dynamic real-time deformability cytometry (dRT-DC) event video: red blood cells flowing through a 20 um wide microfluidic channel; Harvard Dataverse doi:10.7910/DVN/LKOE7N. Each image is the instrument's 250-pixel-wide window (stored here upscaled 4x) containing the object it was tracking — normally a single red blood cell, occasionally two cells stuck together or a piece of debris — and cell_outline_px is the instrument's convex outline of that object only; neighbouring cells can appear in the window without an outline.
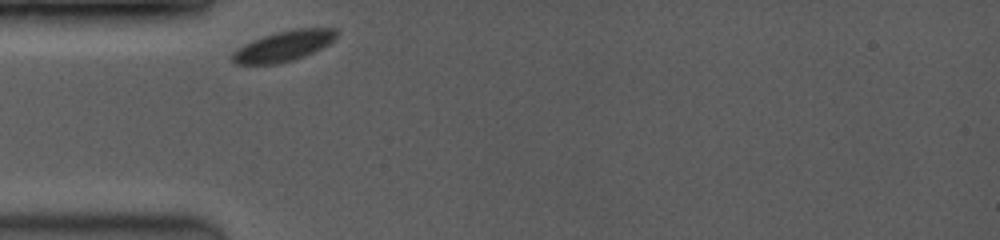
{"species": "common noctule bat (a hibernating species)", "species_latin": "Nyctalus noctula", "temperature_condition": "room temperature", "stored_images_in_passage": 32, "camera_frame_rate_fps": 3500, "um_per_image_px": 0.085, "animal": {"sex": "female", "body_mass_g": 19.0, "forearm_length_mm": 53.3}, "frame": {"image": 1, "passage_image": 1, "time_ms": 0.0, "image_size_px": [1000, 240], "cell_outline_px": [[336, 36], [328, 44], [304, 56], [280, 64], [236, 64], [232, 60], [232, 52], [244, 44], [264, 36], [276, 32], [296, 28], [336, 28]], "centroid_in_image_um": [24.09, 3.92], "position_along_channel_um": 60.9, "area_um2": 18.21}}
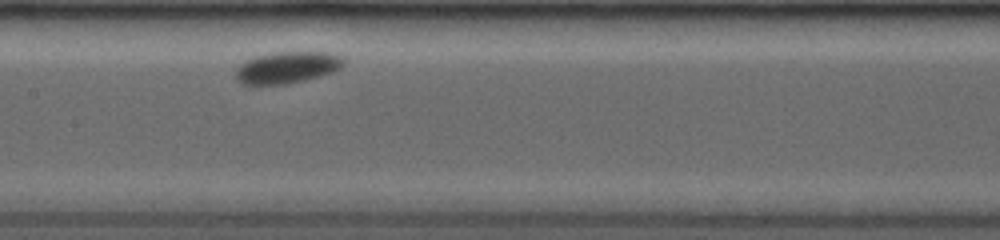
{"frame": {"image": 2, "passage_image": 12, "time_ms": 3.429, "image_size_px": [1000, 240], "cell_outline_px": [[344, 60], [340, 68], [332, 72], [304, 80], [284, 84], [244, 84], [236, 80], [236, 68], [244, 60], [256, 56], [272, 52], [328, 52], [344, 56]], "centroid_in_image_um": [24.39, 5.72], "position_along_channel_um": 183.0, "area_um2": 19.88}}
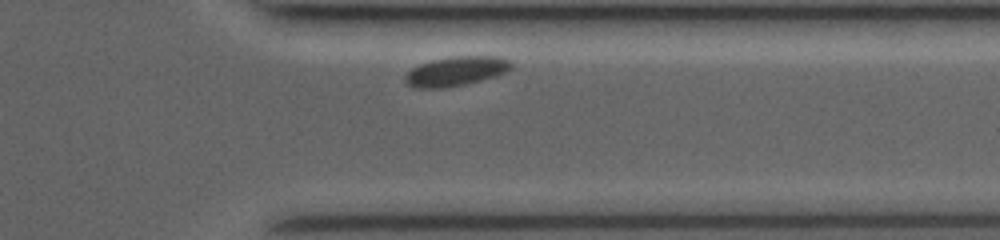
{"frame": {"image": 3, "passage_image": 29, "time_ms": 8.571, "image_size_px": [1000, 240], "cell_outline_px": [[512, 68], [508, 72], [496, 76], [468, 84], [448, 88], [412, 88], [404, 80], [404, 76], [412, 68], [420, 64], [432, 60], [452, 56], [500, 56], [512, 60]], "centroid_in_image_um": [38.8, 6.06], "position_along_channel_um": 372.6, "area_um2": 18.61}}